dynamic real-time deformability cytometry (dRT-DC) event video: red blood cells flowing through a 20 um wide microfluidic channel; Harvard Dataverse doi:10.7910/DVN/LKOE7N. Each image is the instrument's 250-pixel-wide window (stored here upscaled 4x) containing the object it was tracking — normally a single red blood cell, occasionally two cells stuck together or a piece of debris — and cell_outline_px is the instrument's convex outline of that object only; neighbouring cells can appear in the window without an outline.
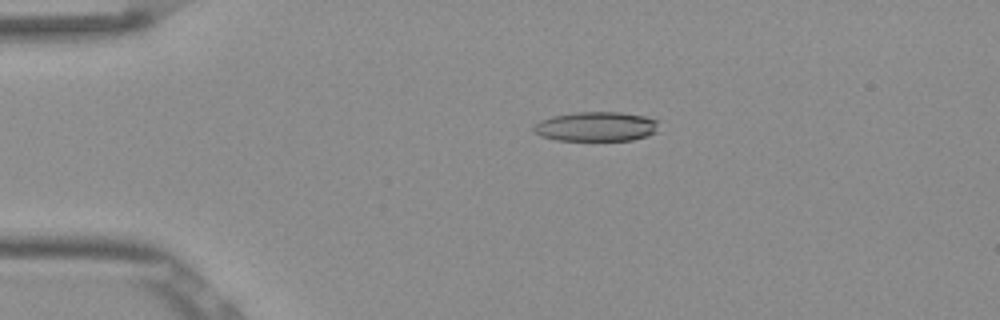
{"species": "Egyptian fruit bat (a non-hibernating species)", "species_latin": "Rousettus aegyptiacus", "temperature_condition": "room temperature", "stored_images_in_passage": 52, "camera_frame_rate_fps": 3000, "um_per_image_px": 0.085, "frame": {"image": 1, "passage_image": 11, "time_ms": 3.333, "image_size_px": [1000, 320], "cell_outline_px": [[660, 120], [656, 132], [648, 136], [632, 140], [556, 140], [540, 136], [532, 128], [540, 120], [552, 116], [576, 112], [620, 112], [644, 116]], "centroid_in_image_um": [50.71, 10.75], "position_along_channel_um": 34.3, "area_um2": 21.62}}
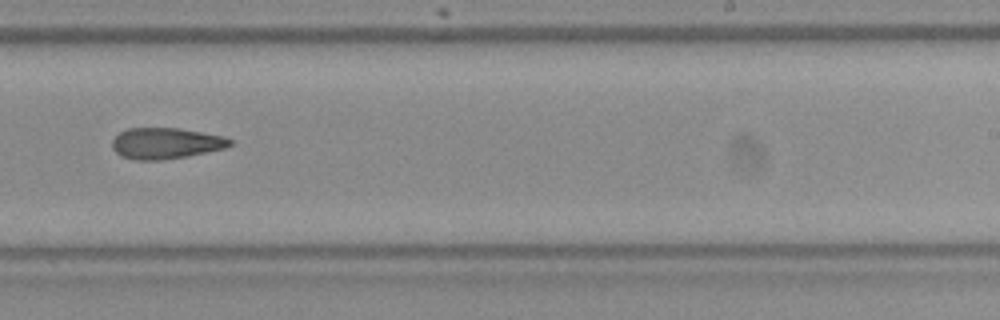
{"frame": {"image": 2, "passage_image": 33, "time_ms": 10.667, "image_size_px": [1000, 320], "cell_outline_px": [[232, 144], [228, 148], [188, 156], [160, 160], [132, 160], [120, 156], [112, 148], [112, 140], [120, 132], [128, 128], [180, 128], [224, 136], [232, 140]], "centroid_in_image_um": [14.1, 12.18], "position_along_channel_um": 274.9, "area_um2": 21.56}}
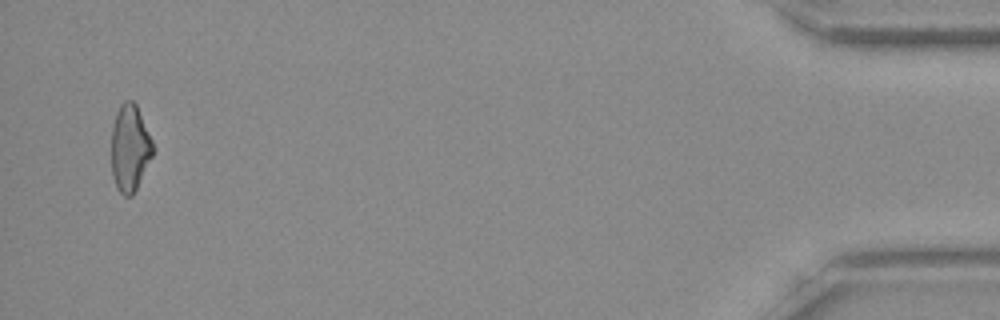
{"frame": {"image": 3, "passage_image": 51, "time_ms": 16.667, "image_size_px": [1000, 320], "cell_outline_px": [[156, 148], [132, 196], [124, 196], [116, 188], [112, 176], [112, 128], [116, 112], [120, 104], [124, 100], [132, 100], [136, 104]], "centroid_in_image_um": [11.04, 12.57], "position_along_channel_um": 424.2, "area_um2": 21.04}}